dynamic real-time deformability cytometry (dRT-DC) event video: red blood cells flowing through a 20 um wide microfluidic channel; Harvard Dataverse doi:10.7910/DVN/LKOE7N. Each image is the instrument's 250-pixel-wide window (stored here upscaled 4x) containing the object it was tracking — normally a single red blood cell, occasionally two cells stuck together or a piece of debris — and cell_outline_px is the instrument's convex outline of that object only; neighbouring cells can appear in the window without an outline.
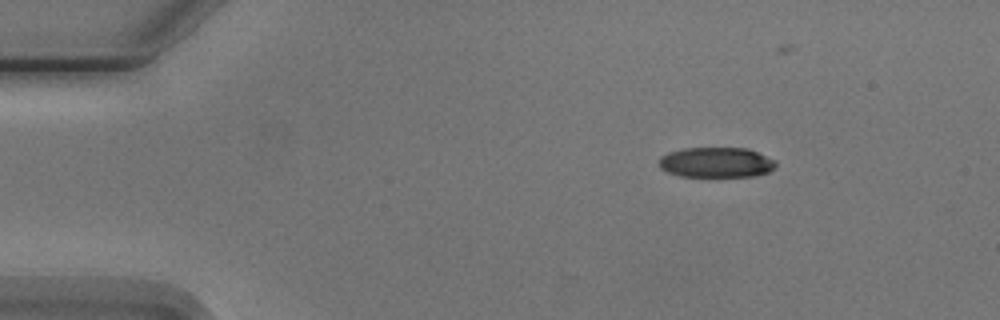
{"species": "Egyptian fruit bat (a non-hibernating species)", "species_latin": "Rousettus aegyptiacus", "temperature_condition": "cold", "stored_images_in_passage": 6, "camera_frame_rate_fps": 3000, "um_per_image_px": 0.085, "animal": {"sex": "male"}, "frame": {"image": 1, "passage_image": 1, "time_ms": 0.0, "image_size_px": [1000, 320], "cell_outline_px": [[776, 164], [768, 172], [752, 176], [680, 176], [668, 172], [660, 168], [660, 156], [668, 152], [684, 148], [748, 148], [776, 160]], "centroid_in_image_um": [60.87, 13.79], "position_along_channel_um": 24.1, "area_um2": 20.46}}
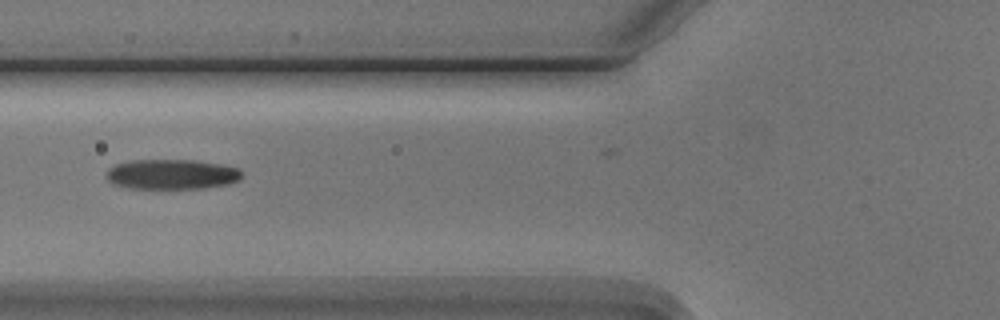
{"frame": {"image": 2, "passage_image": 4, "time_ms": 4.333, "image_size_px": [1000, 320], "cell_outline_px": [[244, 172], [240, 180], [228, 184], [204, 188], [128, 188], [116, 184], [108, 180], [108, 172], [116, 164], [132, 160], [196, 160], [220, 164], [240, 168]], "centroid_in_image_um": [14.69, 14.81], "position_along_channel_um": 111.1, "area_um2": 23.58}}
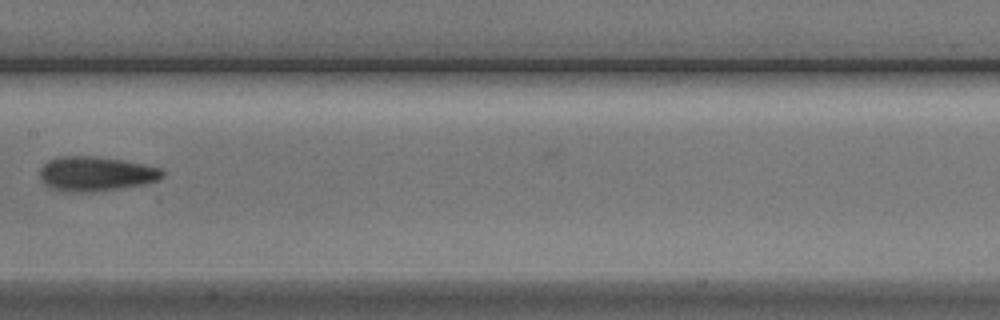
{"frame": {"image": 3, "passage_image": 6, "time_ms": 6.667, "image_size_px": [1000, 320], "cell_outline_px": [[164, 176], [156, 180], [144, 184], [120, 188], [88, 192], [64, 192], [48, 188], [40, 180], [40, 168], [48, 160], [56, 156], [96, 156], [120, 160], [160, 168], [164, 172]], "centroid_in_image_um": [8.06, 14.78], "position_along_channel_um": 199.3, "area_um2": 24.74}}